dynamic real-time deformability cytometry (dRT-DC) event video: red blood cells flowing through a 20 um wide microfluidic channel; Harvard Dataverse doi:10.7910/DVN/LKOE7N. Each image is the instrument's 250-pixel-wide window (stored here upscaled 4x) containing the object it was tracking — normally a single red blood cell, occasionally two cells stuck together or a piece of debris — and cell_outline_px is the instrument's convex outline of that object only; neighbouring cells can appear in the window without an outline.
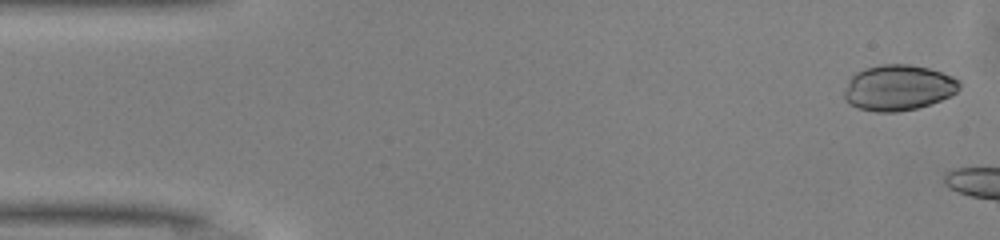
{"species": "common noctule bat (a hibernating species)", "species_latin": "Nyctalus noctula", "temperature_condition": "warm", "stored_images_in_passage": 9, "camera_frame_rate_fps": 3000, "um_per_image_px": 0.085, "animal": {"sex": "male", "body_mass_g": 13.0, "forearm_length_mm": 53.1}, "frame": {"image": 1, "passage_image": 1, "time_ms": 0.0, "image_size_px": [1000, 240], "cell_outline_px": [[960, 88], [956, 92], [940, 100], [916, 108], [896, 112], [876, 112], [856, 108], [848, 104], [844, 100], [844, 92], [848, 80], [856, 72], [864, 68], [880, 64], [908, 64], [928, 68], [952, 76], [960, 80]], "centroid_in_image_um": [76.31, 7.45], "position_along_channel_um": 8.7, "area_um2": 30.75}}